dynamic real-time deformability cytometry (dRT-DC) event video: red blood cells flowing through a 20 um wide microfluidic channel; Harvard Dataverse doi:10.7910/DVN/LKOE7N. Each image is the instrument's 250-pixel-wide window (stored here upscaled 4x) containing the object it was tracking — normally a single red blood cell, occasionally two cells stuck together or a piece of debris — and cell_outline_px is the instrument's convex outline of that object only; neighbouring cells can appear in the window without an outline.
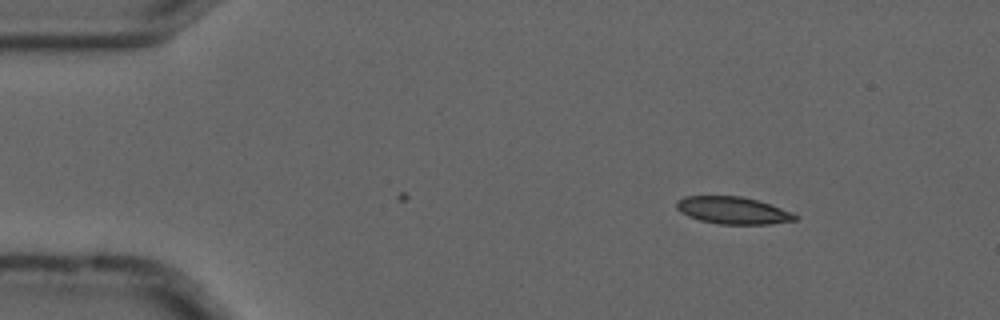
{"species": "common noctule bat (a hibernating species)", "species_latin": "Nyctalus noctula", "temperature_condition": "cold", "stored_images_in_passage": 4, "camera_frame_rate_fps": 3000, "um_per_image_px": 0.085, "animal": {"sex": "male", "forearm_length_mm": 52.5}, "frame": {"image": 1, "passage_image": 4, "time_ms": 1.0, "image_size_px": [1000, 320], "cell_outline_px": [[800, 216], [796, 220], [768, 224], [720, 224], [700, 220], [688, 216], [680, 212], [676, 208], [676, 200], [684, 196], [740, 196], [756, 200], [792, 212]], "centroid_in_image_um": [62.27, 17.88], "position_along_channel_um": 22.7, "area_um2": 18.73}}